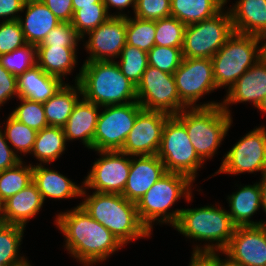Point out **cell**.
Segmentation results:
<instances>
[{"mask_svg": "<svg viewBox=\"0 0 266 266\" xmlns=\"http://www.w3.org/2000/svg\"><path fill=\"white\" fill-rule=\"evenodd\" d=\"M60 22H71L74 12L72 0H40Z\"/></svg>", "mask_w": 266, "mask_h": 266, "instance_id": "f6af8a7d", "label": "cell"}, {"mask_svg": "<svg viewBox=\"0 0 266 266\" xmlns=\"http://www.w3.org/2000/svg\"><path fill=\"white\" fill-rule=\"evenodd\" d=\"M64 84L63 80L49 75L36 64L17 77L18 97L45 103Z\"/></svg>", "mask_w": 266, "mask_h": 266, "instance_id": "603a6c76", "label": "cell"}, {"mask_svg": "<svg viewBox=\"0 0 266 266\" xmlns=\"http://www.w3.org/2000/svg\"><path fill=\"white\" fill-rule=\"evenodd\" d=\"M99 157L94 163L85 180L83 187L101 193L122 194L126 186L131 157L120 150L97 151Z\"/></svg>", "mask_w": 266, "mask_h": 266, "instance_id": "5bb4252c", "label": "cell"}, {"mask_svg": "<svg viewBox=\"0 0 266 266\" xmlns=\"http://www.w3.org/2000/svg\"><path fill=\"white\" fill-rule=\"evenodd\" d=\"M12 266H32L28 260H25L24 262L12 265Z\"/></svg>", "mask_w": 266, "mask_h": 266, "instance_id": "9f6ffc18", "label": "cell"}, {"mask_svg": "<svg viewBox=\"0 0 266 266\" xmlns=\"http://www.w3.org/2000/svg\"><path fill=\"white\" fill-rule=\"evenodd\" d=\"M262 178L260 179L259 186L261 189V197H262V210H264L266 214V171L262 174Z\"/></svg>", "mask_w": 266, "mask_h": 266, "instance_id": "f5cc1de1", "label": "cell"}, {"mask_svg": "<svg viewBox=\"0 0 266 266\" xmlns=\"http://www.w3.org/2000/svg\"><path fill=\"white\" fill-rule=\"evenodd\" d=\"M137 102L144 110L176 115L188 108L179 98L174 75L148 65L136 86Z\"/></svg>", "mask_w": 266, "mask_h": 266, "instance_id": "7c38bea8", "label": "cell"}, {"mask_svg": "<svg viewBox=\"0 0 266 266\" xmlns=\"http://www.w3.org/2000/svg\"><path fill=\"white\" fill-rule=\"evenodd\" d=\"M83 187L79 205L94 220L108 229L124 246L138 238H149L151 232L140 221L136 203L122 194L93 192L86 194Z\"/></svg>", "mask_w": 266, "mask_h": 266, "instance_id": "7a4b0ae2", "label": "cell"}, {"mask_svg": "<svg viewBox=\"0 0 266 266\" xmlns=\"http://www.w3.org/2000/svg\"><path fill=\"white\" fill-rule=\"evenodd\" d=\"M24 227L0 223V266H12L27 260L20 256Z\"/></svg>", "mask_w": 266, "mask_h": 266, "instance_id": "4dcf8cb0", "label": "cell"}, {"mask_svg": "<svg viewBox=\"0 0 266 266\" xmlns=\"http://www.w3.org/2000/svg\"><path fill=\"white\" fill-rule=\"evenodd\" d=\"M26 44L21 24L18 20L1 22L0 55L10 53Z\"/></svg>", "mask_w": 266, "mask_h": 266, "instance_id": "60d3db41", "label": "cell"}, {"mask_svg": "<svg viewBox=\"0 0 266 266\" xmlns=\"http://www.w3.org/2000/svg\"><path fill=\"white\" fill-rule=\"evenodd\" d=\"M229 12L234 32L259 37L266 33V0H237Z\"/></svg>", "mask_w": 266, "mask_h": 266, "instance_id": "cb8c5ba5", "label": "cell"}, {"mask_svg": "<svg viewBox=\"0 0 266 266\" xmlns=\"http://www.w3.org/2000/svg\"><path fill=\"white\" fill-rule=\"evenodd\" d=\"M81 39L71 22H61L47 34L38 46L77 47Z\"/></svg>", "mask_w": 266, "mask_h": 266, "instance_id": "b9f144b4", "label": "cell"}, {"mask_svg": "<svg viewBox=\"0 0 266 266\" xmlns=\"http://www.w3.org/2000/svg\"><path fill=\"white\" fill-rule=\"evenodd\" d=\"M0 64L9 73L18 77L37 64L36 46L27 43L10 53L2 54Z\"/></svg>", "mask_w": 266, "mask_h": 266, "instance_id": "74e56055", "label": "cell"}, {"mask_svg": "<svg viewBox=\"0 0 266 266\" xmlns=\"http://www.w3.org/2000/svg\"><path fill=\"white\" fill-rule=\"evenodd\" d=\"M174 80L180 100L188 107H214L220 102L196 104L203 95L218 89L213 77L210 58H186L174 72Z\"/></svg>", "mask_w": 266, "mask_h": 266, "instance_id": "8fae6325", "label": "cell"}, {"mask_svg": "<svg viewBox=\"0 0 266 266\" xmlns=\"http://www.w3.org/2000/svg\"><path fill=\"white\" fill-rule=\"evenodd\" d=\"M80 96H82V90L79 83H75V86L65 83L58 92L43 103L48 126L63 127L80 100Z\"/></svg>", "mask_w": 266, "mask_h": 266, "instance_id": "83f0119b", "label": "cell"}, {"mask_svg": "<svg viewBox=\"0 0 266 266\" xmlns=\"http://www.w3.org/2000/svg\"><path fill=\"white\" fill-rule=\"evenodd\" d=\"M217 206L182 208L180 217L173 227L187 238L208 242L204 247L197 245L193 247L192 254L220 252L230 242L237 226L233 223L228 211L220 205Z\"/></svg>", "mask_w": 266, "mask_h": 266, "instance_id": "277c9868", "label": "cell"}, {"mask_svg": "<svg viewBox=\"0 0 266 266\" xmlns=\"http://www.w3.org/2000/svg\"><path fill=\"white\" fill-rule=\"evenodd\" d=\"M155 45L182 48L186 25L175 17L155 20Z\"/></svg>", "mask_w": 266, "mask_h": 266, "instance_id": "8d00e7d4", "label": "cell"}, {"mask_svg": "<svg viewBox=\"0 0 266 266\" xmlns=\"http://www.w3.org/2000/svg\"><path fill=\"white\" fill-rule=\"evenodd\" d=\"M225 4L223 0H171V16L187 26L215 16Z\"/></svg>", "mask_w": 266, "mask_h": 266, "instance_id": "f1b7e54d", "label": "cell"}, {"mask_svg": "<svg viewBox=\"0 0 266 266\" xmlns=\"http://www.w3.org/2000/svg\"><path fill=\"white\" fill-rule=\"evenodd\" d=\"M230 211L228 213L236 226H260L265 221L254 222L251 217L262 207L261 189L259 183L239 187L227 198Z\"/></svg>", "mask_w": 266, "mask_h": 266, "instance_id": "d4e9b609", "label": "cell"}, {"mask_svg": "<svg viewBox=\"0 0 266 266\" xmlns=\"http://www.w3.org/2000/svg\"><path fill=\"white\" fill-rule=\"evenodd\" d=\"M6 127L4 135L9 145H12V149L17 154L31 153L34 142L36 140L37 131L29 126L17 121L11 115L8 116L6 121Z\"/></svg>", "mask_w": 266, "mask_h": 266, "instance_id": "d590c367", "label": "cell"}, {"mask_svg": "<svg viewBox=\"0 0 266 266\" xmlns=\"http://www.w3.org/2000/svg\"><path fill=\"white\" fill-rule=\"evenodd\" d=\"M155 20L126 16V44L148 52L155 45Z\"/></svg>", "mask_w": 266, "mask_h": 266, "instance_id": "836d02e7", "label": "cell"}, {"mask_svg": "<svg viewBox=\"0 0 266 266\" xmlns=\"http://www.w3.org/2000/svg\"><path fill=\"white\" fill-rule=\"evenodd\" d=\"M0 223H3V204L0 200Z\"/></svg>", "mask_w": 266, "mask_h": 266, "instance_id": "6f0895ef", "label": "cell"}, {"mask_svg": "<svg viewBox=\"0 0 266 266\" xmlns=\"http://www.w3.org/2000/svg\"><path fill=\"white\" fill-rule=\"evenodd\" d=\"M15 95L18 97L17 77L9 73L0 64V106L9 101V99H12Z\"/></svg>", "mask_w": 266, "mask_h": 266, "instance_id": "ee69618b", "label": "cell"}, {"mask_svg": "<svg viewBox=\"0 0 266 266\" xmlns=\"http://www.w3.org/2000/svg\"><path fill=\"white\" fill-rule=\"evenodd\" d=\"M76 50V47L36 46L37 65L49 75L63 80L77 65Z\"/></svg>", "mask_w": 266, "mask_h": 266, "instance_id": "4316f807", "label": "cell"}, {"mask_svg": "<svg viewBox=\"0 0 266 266\" xmlns=\"http://www.w3.org/2000/svg\"><path fill=\"white\" fill-rule=\"evenodd\" d=\"M25 2L26 0H0V17H4L5 21L19 20L18 13L24 12Z\"/></svg>", "mask_w": 266, "mask_h": 266, "instance_id": "7dc6e473", "label": "cell"}, {"mask_svg": "<svg viewBox=\"0 0 266 266\" xmlns=\"http://www.w3.org/2000/svg\"><path fill=\"white\" fill-rule=\"evenodd\" d=\"M266 96V61L259 59L227 90L222 108L231 115L230 104L251 102L257 108Z\"/></svg>", "mask_w": 266, "mask_h": 266, "instance_id": "d6986e66", "label": "cell"}, {"mask_svg": "<svg viewBox=\"0 0 266 266\" xmlns=\"http://www.w3.org/2000/svg\"><path fill=\"white\" fill-rule=\"evenodd\" d=\"M20 161H22V158L10 148L0 126V171L14 167Z\"/></svg>", "mask_w": 266, "mask_h": 266, "instance_id": "bcb514c9", "label": "cell"}, {"mask_svg": "<svg viewBox=\"0 0 266 266\" xmlns=\"http://www.w3.org/2000/svg\"><path fill=\"white\" fill-rule=\"evenodd\" d=\"M260 37L234 32L211 58L217 88L231 86L259 59Z\"/></svg>", "mask_w": 266, "mask_h": 266, "instance_id": "52a82bcc", "label": "cell"}, {"mask_svg": "<svg viewBox=\"0 0 266 266\" xmlns=\"http://www.w3.org/2000/svg\"><path fill=\"white\" fill-rule=\"evenodd\" d=\"M257 109L260 110L261 112L266 113V96L262 99Z\"/></svg>", "mask_w": 266, "mask_h": 266, "instance_id": "11a10c76", "label": "cell"}, {"mask_svg": "<svg viewBox=\"0 0 266 266\" xmlns=\"http://www.w3.org/2000/svg\"><path fill=\"white\" fill-rule=\"evenodd\" d=\"M111 16H128L127 14H110L107 12L103 0L96 3V6H87L76 10L72 18V26L76 29L78 35L84 39L90 31L96 29L101 24L105 23Z\"/></svg>", "mask_w": 266, "mask_h": 266, "instance_id": "d6a6232c", "label": "cell"}, {"mask_svg": "<svg viewBox=\"0 0 266 266\" xmlns=\"http://www.w3.org/2000/svg\"><path fill=\"white\" fill-rule=\"evenodd\" d=\"M23 10H26L25 19L20 16L18 21L28 44L38 46L61 23L40 0H26Z\"/></svg>", "mask_w": 266, "mask_h": 266, "instance_id": "44dd1931", "label": "cell"}, {"mask_svg": "<svg viewBox=\"0 0 266 266\" xmlns=\"http://www.w3.org/2000/svg\"><path fill=\"white\" fill-rule=\"evenodd\" d=\"M118 58H120V62L117 61L116 63L120 67L122 74L133 85L137 86L148 67L147 52L126 44Z\"/></svg>", "mask_w": 266, "mask_h": 266, "instance_id": "e575fe53", "label": "cell"}, {"mask_svg": "<svg viewBox=\"0 0 266 266\" xmlns=\"http://www.w3.org/2000/svg\"><path fill=\"white\" fill-rule=\"evenodd\" d=\"M220 253L243 266H266V224L237 226L227 247Z\"/></svg>", "mask_w": 266, "mask_h": 266, "instance_id": "e0dca14e", "label": "cell"}, {"mask_svg": "<svg viewBox=\"0 0 266 266\" xmlns=\"http://www.w3.org/2000/svg\"><path fill=\"white\" fill-rule=\"evenodd\" d=\"M20 161L14 167L0 171V200L3 203L33 182V165Z\"/></svg>", "mask_w": 266, "mask_h": 266, "instance_id": "1f68e13d", "label": "cell"}, {"mask_svg": "<svg viewBox=\"0 0 266 266\" xmlns=\"http://www.w3.org/2000/svg\"><path fill=\"white\" fill-rule=\"evenodd\" d=\"M193 181L186 175L167 172L136 203L140 221L152 232L155 221L172 225L177 223L182 209L169 212L172 205L185 197L192 201Z\"/></svg>", "mask_w": 266, "mask_h": 266, "instance_id": "5b68a950", "label": "cell"}, {"mask_svg": "<svg viewBox=\"0 0 266 266\" xmlns=\"http://www.w3.org/2000/svg\"><path fill=\"white\" fill-rule=\"evenodd\" d=\"M86 61H113L126 45V17L111 16L105 23L87 34Z\"/></svg>", "mask_w": 266, "mask_h": 266, "instance_id": "2e32d148", "label": "cell"}, {"mask_svg": "<svg viewBox=\"0 0 266 266\" xmlns=\"http://www.w3.org/2000/svg\"><path fill=\"white\" fill-rule=\"evenodd\" d=\"M171 115L162 111L142 110L120 151L130 156L157 155L166 120Z\"/></svg>", "mask_w": 266, "mask_h": 266, "instance_id": "9a60e30c", "label": "cell"}, {"mask_svg": "<svg viewBox=\"0 0 266 266\" xmlns=\"http://www.w3.org/2000/svg\"><path fill=\"white\" fill-rule=\"evenodd\" d=\"M43 199L37 185L32 182L3 204V223L26 227L43 207Z\"/></svg>", "mask_w": 266, "mask_h": 266, "instance_id": "7402d4cb", "label": "cell"}, {"mask_svg": "<svg viewBox=\"0 0 266 266\" xmlns=\"http://www.w3.org/2000/svg\"><path fill=\"white\" fill-rule=\"evenodd\" d=\"M261 43V58L266 61V33L260 36ZM265 42V43H264Z\"/></svg>", "mask_w": 266, "mask_h": 266, "instance_id": "db71d44e", "label": "cell"}, {"mask_svg": "<svg viewBox=\"0 0 266 266\" xmlns=\"http://www.w3.org/2000/svg\"><path fill=\"white\" fill-rule=\"evenodd\" d=\"M148 65L174 74L183 60L182 48L154 45L148 52Z\"/></svg>", "mask_w": 266, "mask_h": 266, "instance_id": "ab89813d", "label": "cell"}, {"mask_svg": "<svg viewBox=\"0 0 266 266\" xmlns=\"http://www.w3.org/2000/svg\"><path fill=\"white\" fill-rule=\"evenodd\" d=\"M174 116L185 126L196 154L204 163L215 155L233 122L221 104L186 108Z\"/></svg>", "mask_w": 266, "mask_h": 266, "instance_id": "8992f818", "label": "cell"}, {"mask_svg": "<svg viewBox=\"0 0 266 266\" xmlns=\"http://www.w3.org/2000/svg\"><path fill=\"white\" fill-rule=\"evenodd\" d=\"M214 266H243L241 263L232 260L228 255L227 258L221 259L217 251L203 254Z\"/></svg>", "mask_w": 266, "mask_h": 266, "instance_id": "c3c4849f", "label": "cell"}, {"mask_svg": "<svg viewBox=\"0 0 266 266\" xmlns=\"http://www.w3.org/2000/svg\"><path fill=\"white\" fill-rule=\"evenodd\" d=\"M131 158V167L122 195L127 200L137 203L167 171L157 155L131 156Z\"/></svg>", "mask_w": 266, "mask_h": 266, "instance_id": "ac0fdd59", "label": "cell"}, {"mask_svg": "<svg viewBox=\"0 0 266 266\" xmlns=\"http://www.w3.org/2000/svg\"><path fill=\"white\" fill-rule=\"evenodd\" d=\"M66 142L62 127L48 126L37 132L30 154L38 159L39 164L46 165L54 162L64 153Z\"/></svg>", "mask_w": 266, "mask_h": 266, "instance_id": "f546056e", "label": "cell"}, {"mask_svg": "<svg viewBox=\"0 0 266 266\" xmlns=\"http://www.w3.org/2000/svg\"><path fill=\"white\" fill-rule=\"evenodd\" d=\"M134 16L143 20H159L171 16V0H135Z\"/></svg>", "mask_w": 266, "mask_h": 266, "instance_id": "7bdbcfd3", "label": "cell"}, {"mask_svg": "<svg viewBox=\"0 0 266 266\" xmlns=\"http://www.w3.org/2000/svg\"><path fill=\"white\" fill-rule=\"evenodd\" d=\"M82 97L100 107L137 101L136 86L121 72L113 61H85L75 77Z\"/></svg>", "mask_w": 266, "mask_h": 266, "instance_id": "3957f363", "label": "cell"}, {"mask_svg": "<svg viewBox=\"0 0 266 266\" xmlns=\"http://www.w3.org/2000/svg\"><path fill=\"white\" fill-rule=\"evenodd\" d=\"M103 3L105 4L107 12L110 9V6L121 12L129 6L133 7L132 10H135V0H103Z\"/></svg>", "mask_w": 266, "mask_h": 266, "instance_id": "681fc988", "label": "cell"}, {"mask_svg": "<svg viewBox=\"0 0 266 266\" xmlns=\"http://www.w3.org/2000/svg\"><path fill=\"white\" fill-rule=\"evenodd\" d=\"M81 99L73 108V112L62 128L67 142L80 139L86 148L93 150L100 106L88 102L84 98Z\"/></svg>", "mask_w": 266, "mask_h": 266, "instance_id": "ffe728a7", "label": "cell"}, {"mask_svg": "<svg viewBox=\"0 0 266 266\" xmlns=\"http://www.w3.org/2000/svg\"><path fill=\"white\" fill-rule=\"evenodd\" d=\"M55 222L66 239L64 248L83 266L103 262L124 246L80 205L57 214Z\"/></svg>", "mask_w": 266, "mask_h": 266, "instance_id": "6da1fadb", "label": "cell"}, {"mask_svg": "<svg viewBox=\"0 0 266 266\" xmlns=\"http://www.w3.org/2000/svg\"><path fill=\"white\" fill-rule=\"evenodd\" d=\"M157 156L167 172L186 175L193 182L204 163L196 154L185 126L174 115L164 124Z\"/></svg>", "mask_w": 266, "mask_h": 266, "instance_id": "ba28073f", "label": "cell"}, {"mask_svg": "<svg viewBox=\"0 0 266 266\" xmlns=\"http://www.w3.org/2000/svg\"><path fill=\"white\" fill-rule=\"evenodd\" d=\"M189 266H214L203 254H192Z\"/></svg>", "mask_w": 266, "mask_h": 266, "instance_id": "f907efd6", "label": "cell"}, {"mask_svg": "<svg viewBox=\"0 0 266 266\" xmlns=\"http://www.w3.org/2000/svg\"><path fill=\"white\" fill-rule=\"evenodd\" d=\"M184 30L182 53L186 58H212L234 33L229 8Z\"/></svg>", "mask_w": 266, "mask_h": 266, "instance_id": "9c48e42d", "label": "cell"}, {"mask_svg": "<svg viewBox=\"0 0 266 266\" xmlns=\"http://www.w3.org/2000/svg\"><path fill=\"white\" fill-rule=\"evenodd\" d=\"M93 139L94 151L121 150L137 115L143 110L140 104L130 102L102 107Z\"/></svg>", "mask_w": 266, "mask_h": 266, "instance_id": "30bf717a", "label": "cell"}, {"mask_svg": "<svg viewBox=\"0 0 266 266\" xmlns=\"http://www.w3.org/2000/svg\"><path fill=\"white\" fill-rule=\"evenodd\" d=\"M266 171V128L260 126L248 132L224 155L215 174L253 173Z\"/></svg>", "mask_w": 266, "mask_h": 266, "instance_id": "4fadbf2b", "label": "cell"}, {"mask_svg": "<svg viewBox=\"0 0 266 266\" xmlns=\"http://www.w3.org/2000/svg\"><path fill=\"white\" fill-rule=\"evenodd\" d=\"M102 0H72L73 12L87 6H96Z\"/></svg>", "mask_w": 266, "mask_h": 266, "instance_id": "816d5d0a", "label": "cell"}, {"mask_svg": "<svg viewBox=\"0 0 266 266\" xmlns=\"http://www.w3.org/2000/svg\"><path fill=\"white\" fill-rule=\"evenodd\" d=\"M33 182L37 185L43 201L46 198L69 199L81 197L83 186L76 185L60 172L42 164L33 165Z\"/></svg>", "mask_w": 266, "mask_h": 266, "instance_id": "484cf974", "label": "cell"}, {"mask_svg": "<svg viewBox=\"0 0 266 266\" xmlns=\"http://www.w3.org/2000/svg\"><path fill=\"white\" fill-rule=\"evenodd\" d=\"M18 100L21 101V104L11 112L10 115L13 118L37 132L48 127L43 103L21 97H18Z\"/></svg>", "mask_w": 266, "mask_h": 266, "instance_id": "f35d334b", "label": "cell"}]
</instances>
